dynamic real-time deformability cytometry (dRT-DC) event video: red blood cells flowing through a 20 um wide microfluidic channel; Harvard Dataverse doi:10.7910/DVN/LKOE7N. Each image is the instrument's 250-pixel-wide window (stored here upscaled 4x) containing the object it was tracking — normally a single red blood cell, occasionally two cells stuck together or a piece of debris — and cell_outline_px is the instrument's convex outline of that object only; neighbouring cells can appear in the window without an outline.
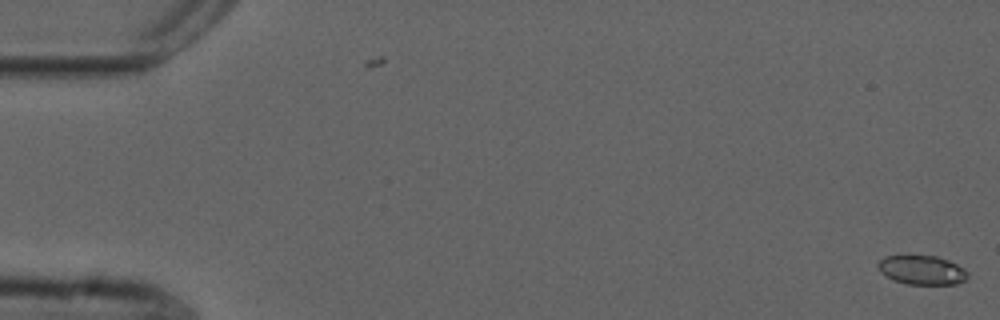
{"species": "common noctule bat (a hibernating species)", "species_latin": "Nyctalus noctula", "temperature_condition": "cold", "stored_images_in_passage": 3, "camera_frame_rate_fps": 3000, "um_per_image_px": 0.085, "animal": {"sex": "male", "forearm_length_mm": 52.5}, "frame": {"image": 1, "passage_image": 3, "time_ms": 0.667, "image_size_px": [1000, 320], "cell_outline_px": [[968, 276], [964, 280], [956, 284], [908, 284], [892, 280], [880, 272], [876, 264], [884, 256], [908, 252], [936, 256], [948, 260], [964, 268], [968, 272]], "centroid_in_image_um": [78.29, 22.89], "position_along_channel_um": 6.7, "area_um2": 15.95}}